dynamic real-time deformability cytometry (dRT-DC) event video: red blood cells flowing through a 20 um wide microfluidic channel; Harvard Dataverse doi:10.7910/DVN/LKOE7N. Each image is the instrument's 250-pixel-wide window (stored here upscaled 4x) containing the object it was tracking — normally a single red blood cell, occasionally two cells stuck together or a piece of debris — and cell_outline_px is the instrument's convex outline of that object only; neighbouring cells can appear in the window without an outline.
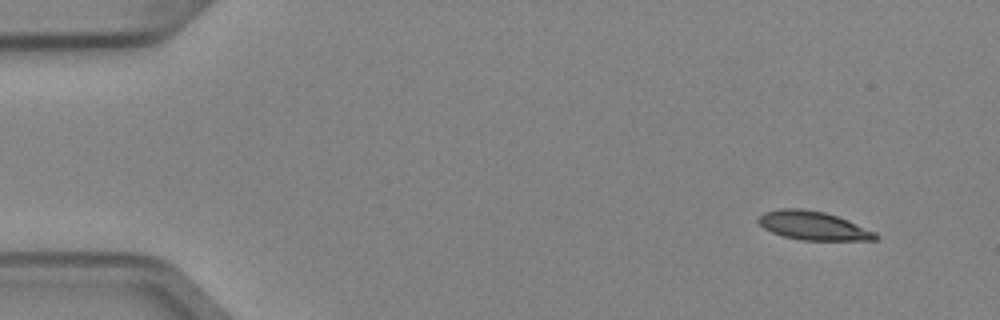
{"species": "Egyptian fruit bat (a non-hibernating species)", "species_latin": "Rousettus aegyptiacus", "temperature_condition": "cold", "stored_images_in_passage": 4, "camera_frame_rate_fps": 3000, "um_per_image_px": 0.085, "animal": {"sex": "female"}, "frame": {"image": 1, "passage_image": 1, "time_ms": 0.0, "image_size_px": [1000, 320], "cell_outline_px": [[880, 236], [876, 240], [800, 240], [784, 236], [772, 232], [764, 228], [756, 220], [764, 212], [780, 208], [800, 208], [824, 212], [848, 220], [876, 232]], "centroid_in_image_um": [69.13, 19.18], "position_along_channel_um": 15.9, "area_um2": 19.54}}
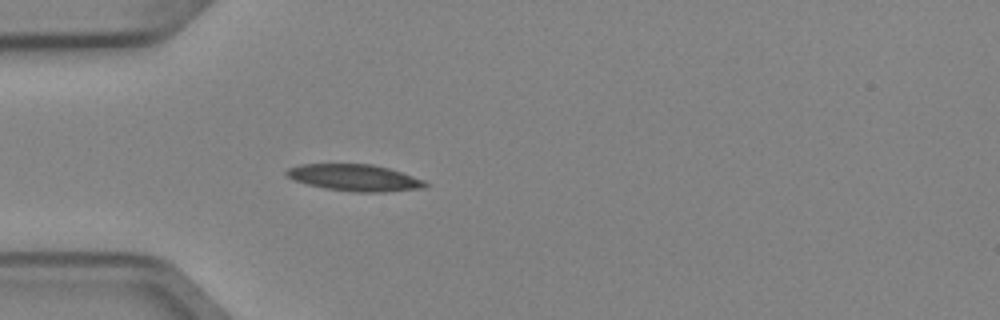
{"frame": {"image": 2, "passage_image": 4, "time_ms": 1.0, "image_size_px": [1000, 320], "cell_outline_px": [[428, 184], [424, 188], [384, 192], [356, 192], [324, 188], [292, 180], [284, 172], [288, 168], [300, 164], [372, 164], [388, 168], [424, 180]], "centroid_in_image_um": [30.12, 15.1], "position_along_channel_um": 54.9, "area_um2": 21.44}}